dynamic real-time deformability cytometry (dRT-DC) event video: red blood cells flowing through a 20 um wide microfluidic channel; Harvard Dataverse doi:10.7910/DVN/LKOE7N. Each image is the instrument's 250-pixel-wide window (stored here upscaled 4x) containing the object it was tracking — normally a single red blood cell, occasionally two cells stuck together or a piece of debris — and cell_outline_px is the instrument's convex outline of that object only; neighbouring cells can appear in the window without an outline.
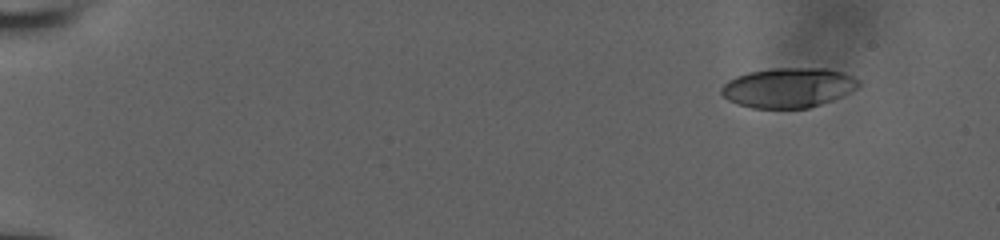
{"species": "human", "species_latin": "Homo sapiens", "temperature_condition": "room temperature", "stored_images_in_passage": 6, "camera_frame_rate_fps": 3000, "um_per_image_px": 0.085, "donor": {"sex": "male"}, "frame": {"image": 1, "passage_image": 1, "time_ms": 0.0, "image_size_px": [1000, 240], "cell_outline_px": [[860, 84], [856, 88], [840, 96], [820, 104], [808, 108], [752, 108], [736, 104], [728, 100], [720, 92], [720, 88], [728, 80], [736, 76], [748, 72], [776, 68], [824, 68], [840, 72], [852, 76], [860, 80]], "centroid_in_image_um": [66.96, 7.45], "position_along_channel_um": 18.0, "area_um2": 31.62}}
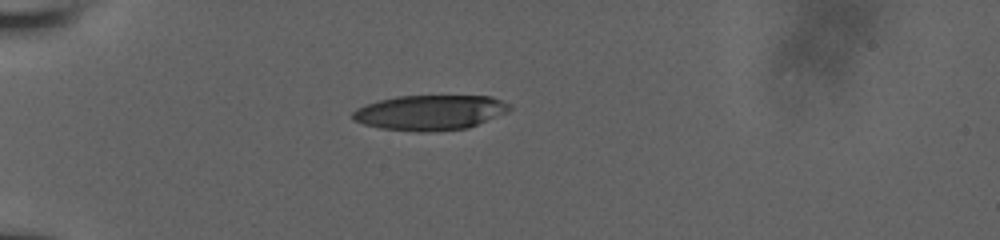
{"frame": {"image": 2, "passage_image": 5, "time_ms": 4.0, "image_size_px": [1000, 240], "cell_outline_px": [[512, 108], [504, 112], [468, 128], [432, 132], [420, 132], [380, 128], [364, 124], [352, 120], [352, 112], [356, 108], [380, 100], [396, 96], [492, 96], [512, 104]], "centroid_in_image_um": [36.53, 9.56], "position_along_channel_um": 48.5, "area_um2": 31.96}}